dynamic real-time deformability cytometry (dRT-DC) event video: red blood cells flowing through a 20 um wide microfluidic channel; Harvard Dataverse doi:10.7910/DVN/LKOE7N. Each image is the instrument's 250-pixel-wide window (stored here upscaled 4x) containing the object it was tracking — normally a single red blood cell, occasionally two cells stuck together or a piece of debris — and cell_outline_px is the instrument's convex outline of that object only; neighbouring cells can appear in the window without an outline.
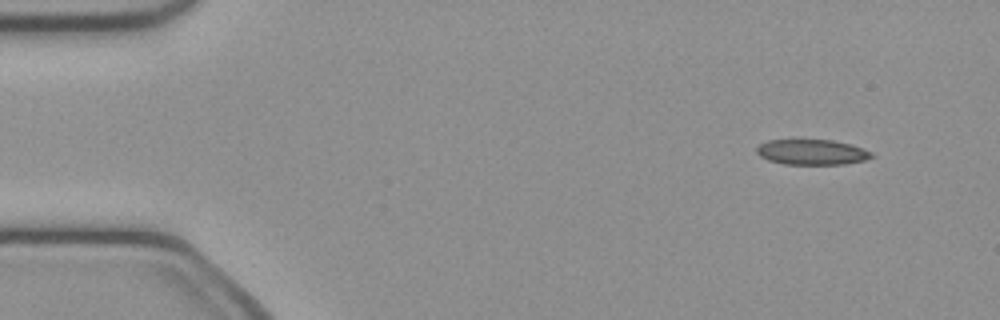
{"species": "common noctule bat (a hibernating species)", "species_latin": "Nyctalus noctula", "temperature_condition": "cold", "stored_images_in_passage": 50, "camera_frame_rate_fps": 3000, "um_per_image_px": 0.085, "animal": {"sex": "female", "body_mass_g": 21.9}, "frame": {"image": 1, "passage_image": 4, "time_ms": 1.0, "image_size_px": [1000, 320], "cell_outline_px": [[876, 156], [864, 160], [844, 164], [784, 164], [768, 160], [760, 156], [756, 152], [756, 148], [760, 144], [768, 140], [832, 140], [852, 144], [872, 152]], "centroid_in_image_um": [69.03, 12.93], "position_along_channel_um": 16.0, "area_um2": 16.99}}
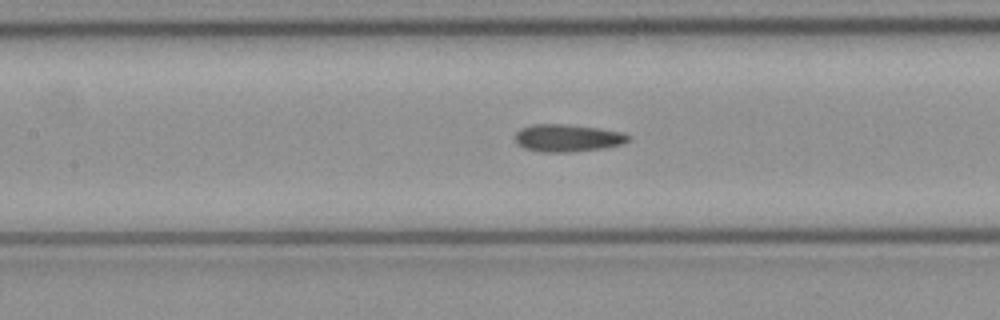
{"frame": {"image": 2, "passage_image": 22, "time_ms": 7.0, "image_size_px": [1000, 320], "cell_outline_px": [[632, 136], [624, 144], [604, 148], [572, 152], [540, 152], [524, 148], [516, 144], [516, 132], [520, 128], [532, 124], [564, 124], [596, 128], [620, 132]], "centroid_in_image_um": [48.22, 11.74], "position_along_channel_um": 159.2, "area_um2": 18.15}}
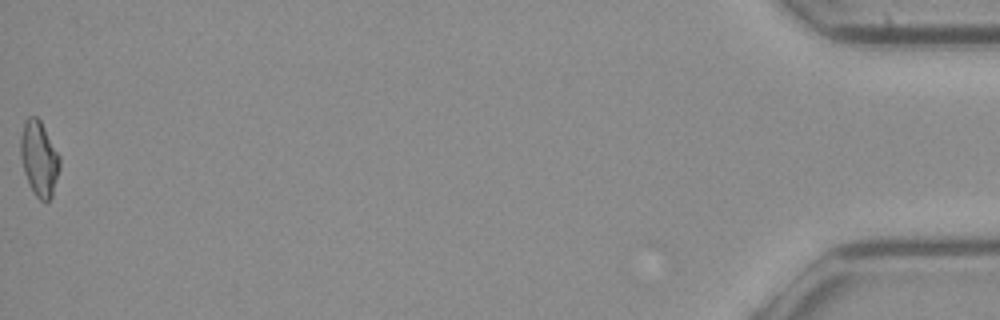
{"frame": {"image": 3, "passage_image": 50, "time_ms": 16.333, "image_size_px": [1000, 320], "cell_outline_px": [[60, 168], [52, 196], [48, 200], [40, 200], [36, 196], [24, 172], [20, 156], [20, 136], [24, 120], [28, 116], [36, 116], [40, 120], [60, 156]], "centroid_in_image_um": [3.32, 13.43], "position_along_channel_um": 431.9, "area_um2": 17.05}, "authors_computed_cell_mechanics": {"area_um2": 17.4267, "velocity_mm_per_s": 4.0674, "shape_relaxation_time_tau1_ms": null, "shape_relaxation_time_tau2_ms": 3.7246, "deformation_change_tau1": null, "deformation_change_tau2": 0.1122}}